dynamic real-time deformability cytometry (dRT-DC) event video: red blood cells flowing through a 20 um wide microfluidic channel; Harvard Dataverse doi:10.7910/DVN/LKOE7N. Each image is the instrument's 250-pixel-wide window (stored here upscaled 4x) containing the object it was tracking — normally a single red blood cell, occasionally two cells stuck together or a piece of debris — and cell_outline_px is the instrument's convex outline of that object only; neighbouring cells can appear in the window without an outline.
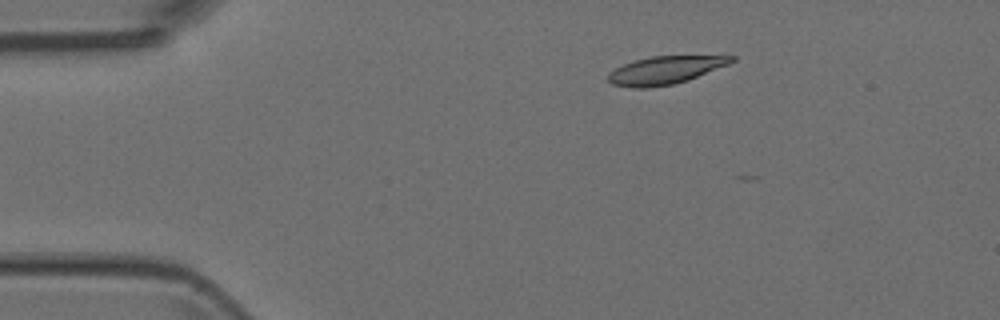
{"species": "Egyptian fruit bat (a non-hibernating species)", "species_latin": "Rousettus aegyptiacus", "temperature_condition": "room temperature", "stored_images_in_passage": 2, "camera_frame_rate_fps": 3000, "um_per_image_px": 0.085, "animal": {"sex": "female"}, "frame": {"image": 1, "passage_image": 1, "time_ms": 0.0, "image_size_px": [1000, 320], "cell_outline_px": [[736, 60], [728, 64], [688, 80], [672, 84], [648, 88], [632, 88], [612, 84], [608, 80], [608, 72], [624, 64], [636, 60], [652, 56], [736, 56]], "centroid_in_image_um": [56.51, 5.97], "position_along_channel_um": 28.5, "area_um2": 19.83}}